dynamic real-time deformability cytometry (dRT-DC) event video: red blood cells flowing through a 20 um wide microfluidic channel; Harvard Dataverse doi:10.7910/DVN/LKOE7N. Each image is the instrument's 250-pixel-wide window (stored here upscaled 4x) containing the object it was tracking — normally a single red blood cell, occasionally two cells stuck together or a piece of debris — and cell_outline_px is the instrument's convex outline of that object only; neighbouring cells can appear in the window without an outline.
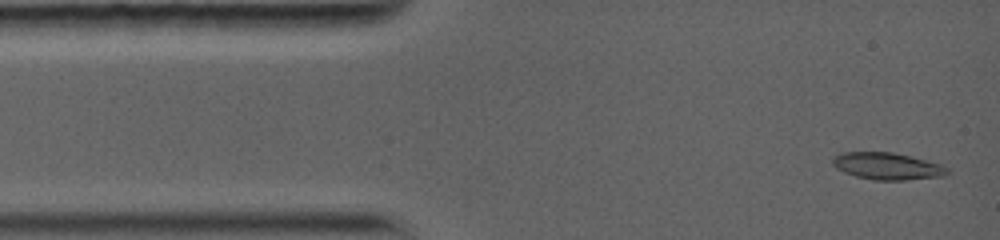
{"species": "common noctule bat (a hibernating species)", "species_latin": "Nyctalus noctula", "temperature_condition": "warm", "stored_images_in_passage": 18, "camera_frame_rate_fps": 5000, "um_per_image_px": 0.085, "animal": {"sex": "female", "body_mass_g": 19.0, "forearm_length_mm": 56.7}, "frame": {"image": 1, "passage_image": 2, "time_ms": 0.2, "image_size_px": [1000, 240], "cell_outline_px": [[952, 172], [944, 176], [904, 180], [876, 180], [856, 176], [844, 172], [836, 168], [832, 164], [832, 156], [844, 152], [892, 152], [940, 164], [948, 168]], "centroid_in_image_um": [75.41, 14.12], "position_along_channel_um": 9.6, "area_um2": 17.98}}
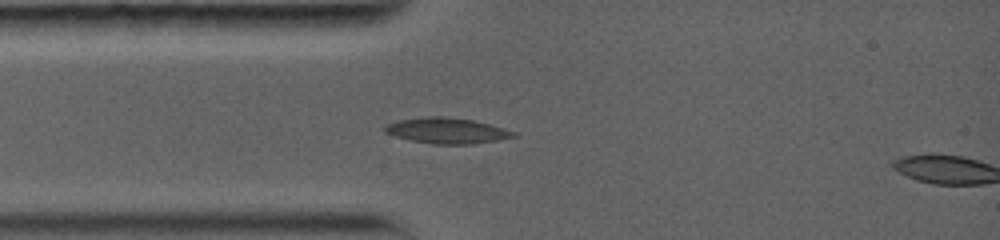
{"frame": {"image": 2, "passage_image": 16, "time_ms": 2.8, "image_size_px": [1000, 240], "cell_outline_px": [[520, 136], [472, 144], [432, 144], [412, 140], [396, 136], [384, 132], [384, 124], [396, 120], [428, 116], [444, 116], [472, 120], [488, 124], [516, 132]], "centroid_in_image_um": [37.96, 11.1], "position_along_channel_um": 47.0, "area_um2": 19.25}}